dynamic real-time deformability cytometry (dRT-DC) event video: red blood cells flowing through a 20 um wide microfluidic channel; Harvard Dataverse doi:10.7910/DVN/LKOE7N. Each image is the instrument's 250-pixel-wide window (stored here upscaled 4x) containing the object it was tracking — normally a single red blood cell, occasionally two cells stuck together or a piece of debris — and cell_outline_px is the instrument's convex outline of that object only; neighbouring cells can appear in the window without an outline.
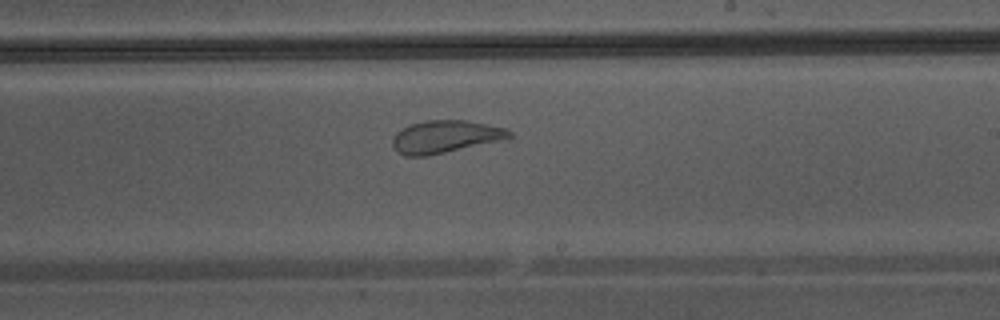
{"species": "Egyptian fruit bat (a non-hibernating species)", "species_latin": "Rousettus aegyptiacus", "temperature_condition": "warm", "stored_images_in_passage": 33, "camera_frame_rate_fps": 3000, "um_per_image_px": 0.085, "animal": {"sex": "male"}, "frame": {"image": 1, "passage_image": 15, "time_ms": 4.667, "image_size_px": [1000, 320], "cell_outline_px": [[512, 136], [508, 140], [428, 156], [408, 156], [396, 152], [392, 144], [392, 136], [396, 132], [408, 124], [424, 120], [468, 120], [504, 128], [512, 132]], "centroid_in_image_um": [37.86, 11.62], "position_along_channel_um": 251.1, "area_um2": 22.72}}